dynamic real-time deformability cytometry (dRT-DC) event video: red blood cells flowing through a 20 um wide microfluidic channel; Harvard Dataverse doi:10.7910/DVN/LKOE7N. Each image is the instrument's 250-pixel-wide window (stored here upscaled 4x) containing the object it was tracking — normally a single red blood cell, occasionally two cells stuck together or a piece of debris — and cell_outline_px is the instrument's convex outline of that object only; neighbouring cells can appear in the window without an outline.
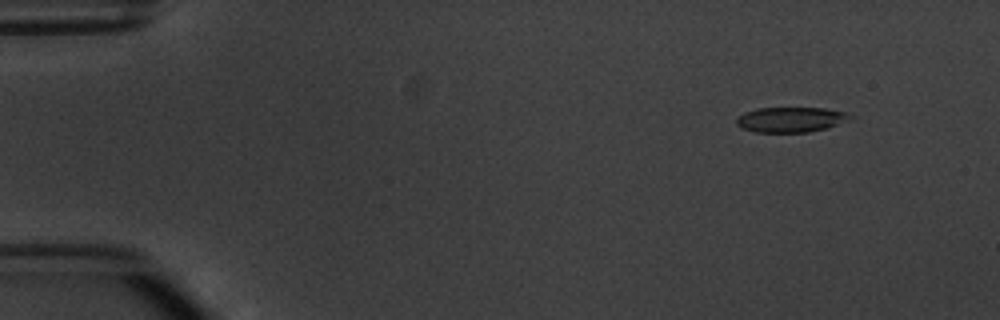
{"species": "common noctule bat (a hibernating species)", "species_latin": "Nyctalus noctula", "temperature_condition": "warm", "stored_images_in_passage": 6, "segment_of_instrument_passage": [1, 2], "camera_frame_rate_fps": 3000, "um_per_image_px": 0.085, "animal": {"sex": "male", "body_mass_g": 20.1, "forearm_length_mm": 53.5}, "frame": {"image": 1, "passage_image": 2, "time_ms": 1.333, "image_size_px": [1000, 320], "cell_outline_px": [[856, 116], [828, 128], [808, 132], [756, 132], [744, 128], [736, 124], [736, 120], [744, 112], [756, 108], [824, 108], [844, 112]], "centroid_in_image_um": [67.23, 10.16], "position_along_channel_um": 17.8, "area_um2": 16.53}}